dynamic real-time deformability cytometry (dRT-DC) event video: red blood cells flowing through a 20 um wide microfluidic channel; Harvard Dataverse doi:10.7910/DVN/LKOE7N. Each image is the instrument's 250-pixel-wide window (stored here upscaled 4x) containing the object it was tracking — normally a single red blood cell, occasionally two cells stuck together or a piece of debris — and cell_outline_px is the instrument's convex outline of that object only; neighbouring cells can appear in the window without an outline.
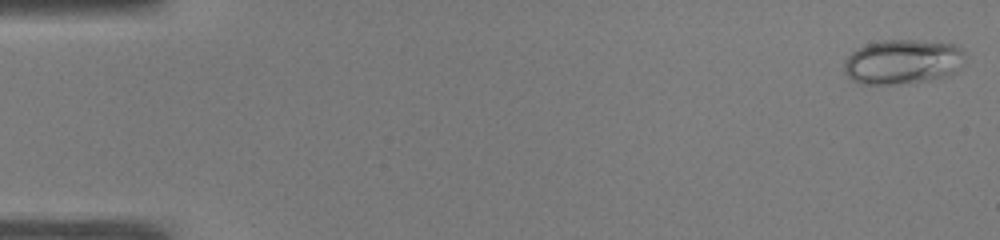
{"species": "common noctule bat (a hibernating species)", "species_latin": "Nyctalus noctula", "temperature_condition": "warm", "stored_images_in_passage": 52, "camera_frame_rate_fps": 3000, "um_per_image_px": 0.085, "animal": {"sex": "male", "body_mass_g": 19.0, "forearm_length_mm": 50.8}, "frame": {"image": 1, "passage_image": 1, "time_ms": 0.0, "image_size_px": [1000, 240], "cell_outline_px": [[964, 52], [960, 68], [944, 76], [928, 80], [892, 84], [860, 84], [852, 80], [844, 72], [844, 60], [852, 52], [868, 44], [884, 40], [916, 40], [956, 44]], "centroid_in_image_um": [76.7, 5.25], "position_along_channel_um": 8.3, "area_um2": 31.15}}
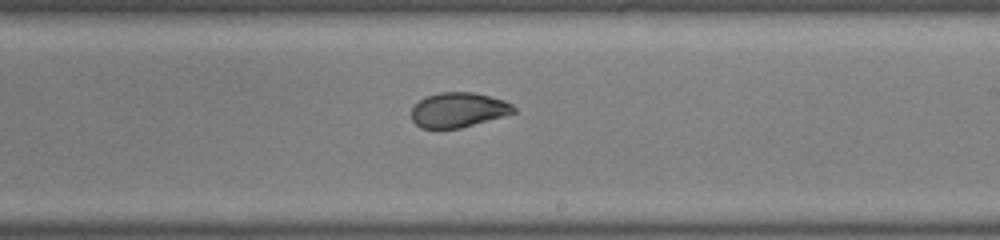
{"frame": {"image": 2, "passage_image": 31, "time_ms": 10.0, "image_size_px": [1000, 240], "cell_outline_px": [[516, 112], [460, 128], [420, 128], [412, 120], [412, 108], [424, 96], [440, 92], [472, 92], [504, 100], [512, 104], [516, 108]], "centroid_in_image_um": [38.94, 9.33], "position_along_channel_um": 250.1, "area_um2": 20.58}}
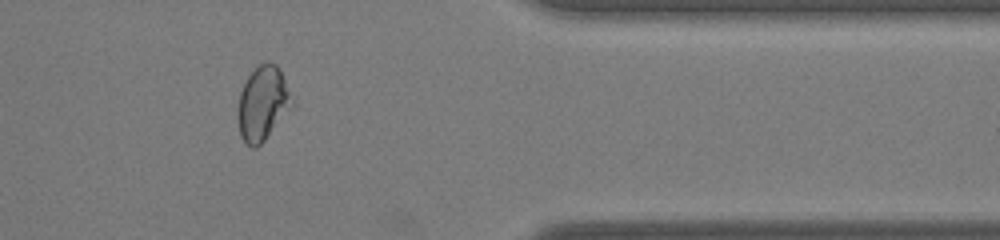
{"frame": {"image": 3, "passage_image": 43, "time_ms": 14.0, "image_size_px": [1000, 240], "cell_outline_px": [[292, 104], [264, 140], [256, 148], [252, 148], [240, 136], [236, 116], [240, 92], [248, 76], [260, 64], [268, 60], [276, 64], [280, 68]], "centroid_in_image_um": [22.26, 8.78], "position_along_channel_um": 389.1, "area_um2": 22.77}, "authors_computed_cell_mechanics": {"area_um2": 23.8425, "velocity_mm_per_s": 3.8832, "shape_relaxation_time_tau1_ms": null, "shape_relaxation_time_tau2_ms": 0.9705, "deformation_change_tau1": null, "deformation_change_tau2": 0.0497}}